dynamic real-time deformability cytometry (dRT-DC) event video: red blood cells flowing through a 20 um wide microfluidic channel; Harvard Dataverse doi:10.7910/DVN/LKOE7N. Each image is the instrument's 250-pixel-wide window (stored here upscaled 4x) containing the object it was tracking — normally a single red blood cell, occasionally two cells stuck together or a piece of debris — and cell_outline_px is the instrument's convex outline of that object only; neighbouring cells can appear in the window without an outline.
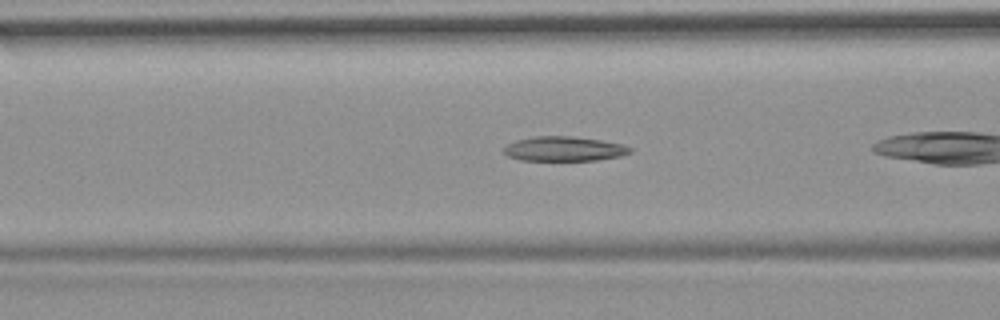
{"species": "common noctule bat (a hibernating species)", "species_latin": "Nyctalus noctula", "temperature_condition": "room temperature", "stored_images_in_passage": 7, "camera_frame_rate_fps": 3000, "um_per_image_px": 0.085, "animal": {"sex": "female", "body_mass_g": 19.9}, "frame": {"image": 1, "passage_image": 5, "time_ms": 1.333, "image_size_px": [1000, 320], "cell_outline_px": [[632, 152], [620, 156], [596, 160], [520, 160], [508, 156], [504, 152], [504, 148], [508, 144], [516, 140], [532, 136], [572, 136], [600, 140], [620, 144], [632, 148]], "centroid_in_image_um": [47.93, 12.65], "position_along_channel_um": 118.7, "area_um2": 17.98}}